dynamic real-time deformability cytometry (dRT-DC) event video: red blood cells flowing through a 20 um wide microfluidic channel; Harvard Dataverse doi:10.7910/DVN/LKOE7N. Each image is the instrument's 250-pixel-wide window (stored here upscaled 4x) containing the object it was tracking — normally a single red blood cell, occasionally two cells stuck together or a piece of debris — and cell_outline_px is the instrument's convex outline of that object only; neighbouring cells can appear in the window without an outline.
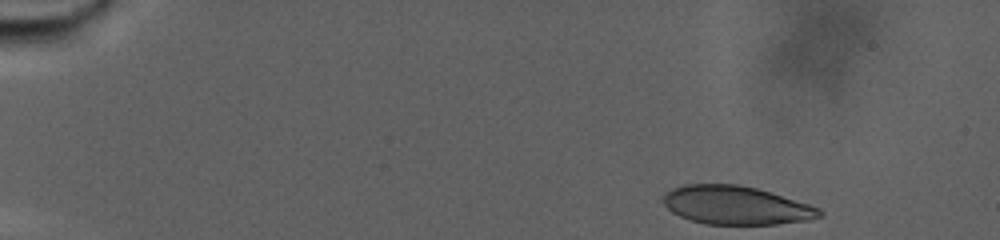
{"species": "human", "species_latin": "Homo sapiens", "temperature_condition": "warm", "stored_images_in_passage": 83, "camera_frame_rate_fps": 3000, "um_per_image_px": 0.085, "donor": {"sex": "male"}, "frame": {"image": 1, "passage_image": 1, "time_ms": 0.0, "image_size_px": [1000, 240], "cell_outline_px": [[824, 216], [808, 220], [776, 224], [704, 224], [680, 216], [672, 212], [660, 200], [660, 196], [664, 192], [672, 188], [684, 184], [736, 184], [756, 188], [808, 204], [820, 208], [824, 212]], "centroid_in_image_um": [62.52, 17.44], "position_along_channel_um": 22.5, "area_um2": 35.14}}
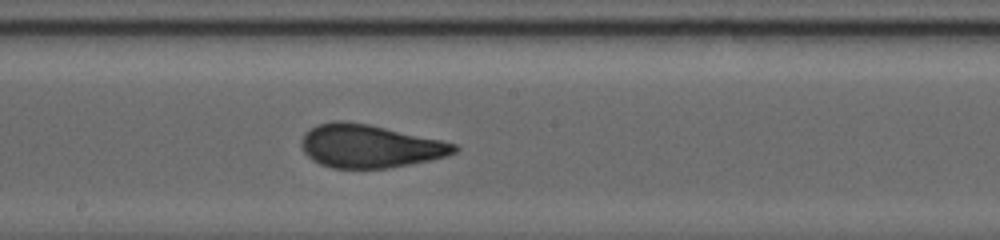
{"frame": {"image": 2, "passage_image": 44, "time_ms": 14.333, "image_size_px": [1000, 240], "cell_outline_px": [[460, 148], [456, 152], [448, 156], [432, 160], [388, 168], [332, 168], [320, 164], [312, 160], [304, 152], [300, 144], [304, 136], [316, 124], [336, 120], [344, 120], [368, 124], [440, 140], [456, 144]], "centroid_in_image_um": [31.43, 12.43], "position_along_channel_um": 216.8, "area_um2": 38.32}}
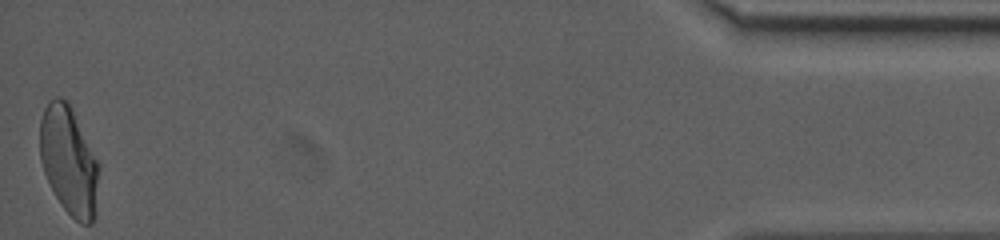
{"frame": {"image": 3, "passage_image": 83, "time_ms": 27.333, "image_size_px": [1000, 240], "cell_outline_px": [[100, 168], [96, 216], [92, 224], [80, 224], [60, 204], [44, 172], [40, 160], [40, 120], [44, 108], [48, 100], [56, 96], [60, 96], [68, 104], [100, 164]], "centroid_in_image_um": [5.87, 13.71], "position_along_channel_um": 429.3, "area_um2": 37.28}, "authors_computed_cell_mechanics": {"area_um2": 37.5122, "velocity_mm_per_s": 2.2478, "shape_relaxation_time_tau1_ms": null, "shape_relaxation_time_tau2_ms": 1.2512, "deformation_change_tau1": null, "deformation_change_tau2": 0.0767}}